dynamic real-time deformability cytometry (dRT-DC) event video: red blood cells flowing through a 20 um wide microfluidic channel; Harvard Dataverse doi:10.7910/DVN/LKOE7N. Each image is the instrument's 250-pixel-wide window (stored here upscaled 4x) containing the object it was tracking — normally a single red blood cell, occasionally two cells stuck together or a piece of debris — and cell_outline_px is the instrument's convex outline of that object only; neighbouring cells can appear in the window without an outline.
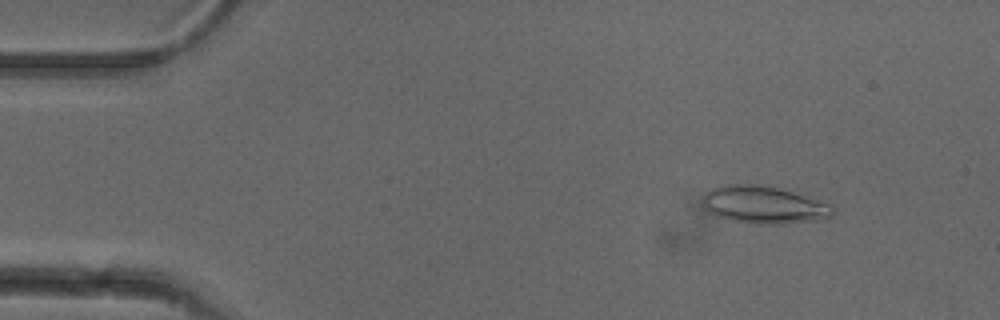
{"species": "common noctule bat (a hibernating species)", "species_latin": "Nyctalus noctula", "temperature_condition": "cold", "stored_images_in_passage": 52, "camera_frame_rate_fps": 3000, "um_per_image_px": 0.085, "animal": {"sex": "female"}, "frame": {"image": 1, "passage_image": 6, "time_ms": 1.667, "image_size_px": [1000, 320], "cell_outline_px": [[836, 208], [832, 216], [824, 220], [780, 224], [756, 224], [732, 220], [716, 216], [708, 212], [704, 208], [700, 200], [712, 188], [720, 184], [760, 184], [792, 192], [832, 204]], "centroid_in_image_um": [64.94, 17.42], "position_along_channel_um": 20.1, "area_um2": 28.78}}
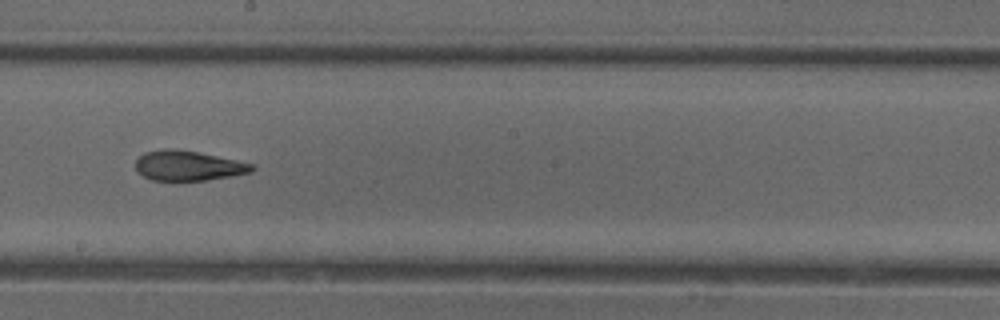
{"frame": {"image": 2, "passage_image": 29, "time_ms": 9.333, "image_size_px": [1000, 320], "cell_outline_px": [[256, 168], [252, 172], [232, 176], [208, 180], [152, 180], [136, 172], [136, 160], [144, 152], [172, 148], [196, 152], [256, 164]], "centroid_in_image_um": [16.02, 14.09], "position_along_channel_um": 232.2, "area_um2": 20.23}}
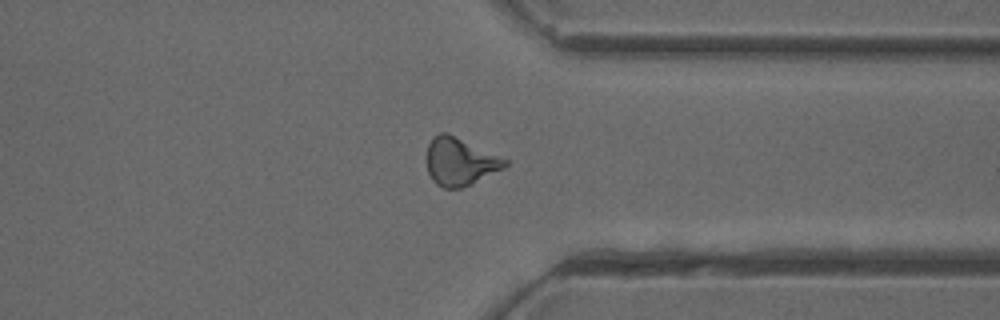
{"frame": {"image": 3, "passage_image": 40, "time_ms": 13.0, "image_size_px": [1000, 320], "cell_outline_px": [[508, 164], [504, 168], [460, 188], [444, 188], [436, 184], [432, 180], [428, 172], [428, 144], [432, 136], [440, 132], [448, 132], [508, 160]], "centroid_in_image_um": [39.08, 13.71], "position_along_channel_um": 372.3, "area_um2": 21.5}, "authors_computed_cell_mechanics": {"area_um2": 21.5016, "velocity_mm_per_s": 3.8909, "shape_relaxation_time_tau1_ms": null, "shape_relaxation_time_tau2_ms": 2.9558, "deformation_change_tau1": null, "deformation_change_tau2": 0.1214}}